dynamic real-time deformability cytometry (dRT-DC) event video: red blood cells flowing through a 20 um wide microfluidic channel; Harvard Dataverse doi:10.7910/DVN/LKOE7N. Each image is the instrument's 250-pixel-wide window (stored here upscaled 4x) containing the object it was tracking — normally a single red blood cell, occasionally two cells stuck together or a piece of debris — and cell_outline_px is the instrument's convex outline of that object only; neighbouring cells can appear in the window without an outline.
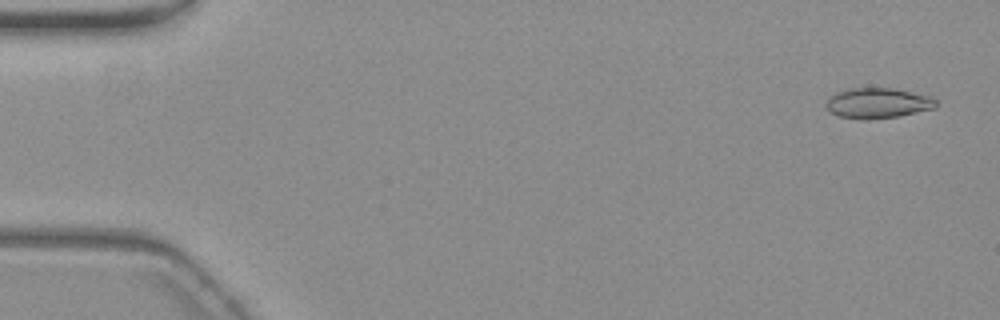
{"species": "common noctule bat (a hibernating species)", "species_latin": "Nyctalus noctula", "temperature_condition": "warm", "stored_images_in_passage": 37, "camera_frame_rate_fps": 3000, "um_per_image_px": 0.085, "animal": {"sex": "female", "body_mass_g": 19.3, "forearm_length_mm": 54.1}, "frame": {"image": 1, "passage_image": 3, "time_ms": 0.667, "image_size_px": [1000, 320], "cell_outline_px": [[936, 108], [896, 116], [864, 120], [840, 116], [832, 112], [824, 104], [836, 92], [852, 88], [892, 88], [932, 96], [936, 100]], "centroid_in_image_um": [74.63, 8.76], "position_along_channel_um": 10.4, "area_um2": 19.19}}
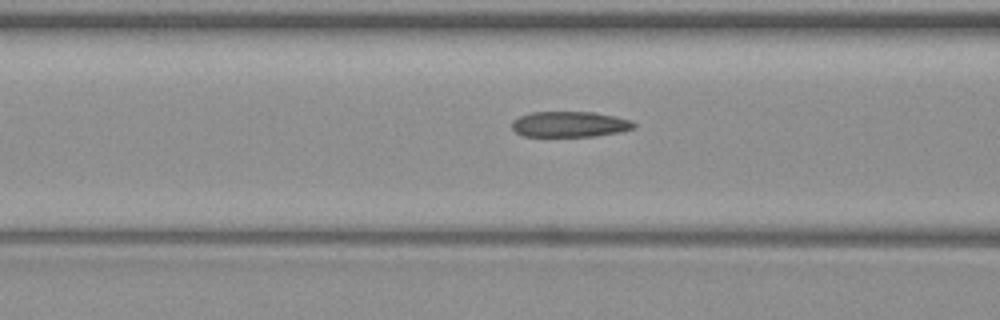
{"frame": {"image": 2, "passage_image": 23, "time_ms": 7.333, "image_size_px": [1000, 320], "cell_outline_px": [[636, 124], [632, 128], [620, 132], [596, 136], [524, 136], [516, 132], [512, 128], [512, 120], [520, 116], [532, 112], [592, 112], [632, 120]], "centroid_in_image_um": [48.41, 10.56], "position_along_channel_um": 118.2, "area_um2": 18.09}}
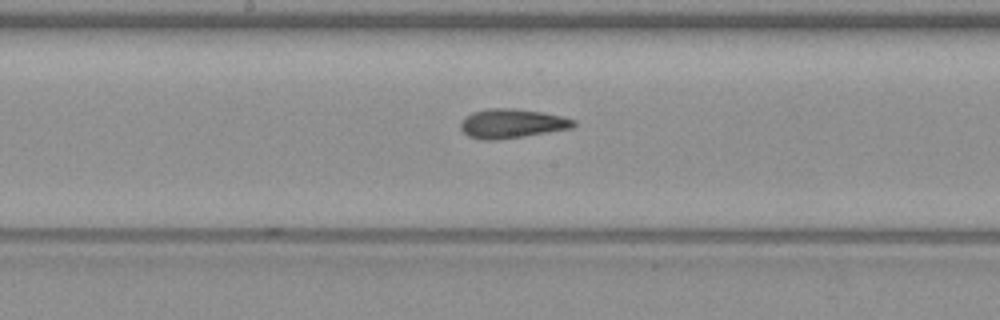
{"frame": {"image": 3, "passage_image": 30, "time_ms": 9.667, "image_size_px": [1000, 320], "cell_outline_px": [[576, 124], [572, 128], [500, 140], [484, 140], [468, 136], [460, 128], [460, 124], [472, 112], [488, 108], [512, 108], [540, 112], [564, 116], [576, 120]], "centroid_in_image_um": [43.53, 10.5], "position_along_channel_um": 204.7, "area_um2": 19.19}}